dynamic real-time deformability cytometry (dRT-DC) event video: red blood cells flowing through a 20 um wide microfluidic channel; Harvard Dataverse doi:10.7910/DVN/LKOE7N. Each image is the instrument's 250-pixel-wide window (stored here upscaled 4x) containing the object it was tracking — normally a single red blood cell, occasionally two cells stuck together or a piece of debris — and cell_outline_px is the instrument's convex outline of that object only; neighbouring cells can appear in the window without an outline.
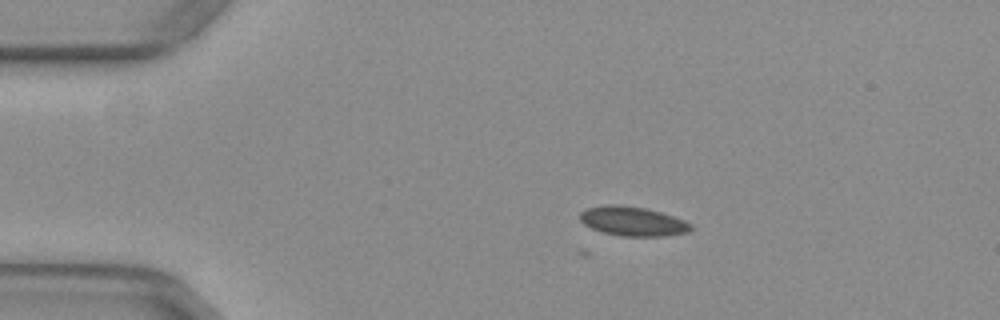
{"species": "common noctule bat (a hibernating species)", "species_latin": "Nyctalus noctula", "temperature_condition": "warm", "stored_images_in_passage": 3, "camera_frame_rate_fps": 3000, "um_per_image_px": 0.085, "animal": {"sex": "female", "body_mass_g": 29.2, "forearm_length_mm": 56.3}, "frame": {"image": 1, "passage_image": 3, "time_ms": 0.667, "image_size_px": [1000, 320], "cell_outline_px": [[692, 228], [688, 232], [664, 236], [620, 236], [604, 232], [592, 228], [584, 224], [580, 220], [580, 212], [588, 208], [604, 204], [620, 204], [644, 208], [660, 212], [684, 220], [692, 224]], "centroid_in_image_um": [53.77, 18.8], "position_along_channel_um": 31.2, "area_um2": 18.9}}